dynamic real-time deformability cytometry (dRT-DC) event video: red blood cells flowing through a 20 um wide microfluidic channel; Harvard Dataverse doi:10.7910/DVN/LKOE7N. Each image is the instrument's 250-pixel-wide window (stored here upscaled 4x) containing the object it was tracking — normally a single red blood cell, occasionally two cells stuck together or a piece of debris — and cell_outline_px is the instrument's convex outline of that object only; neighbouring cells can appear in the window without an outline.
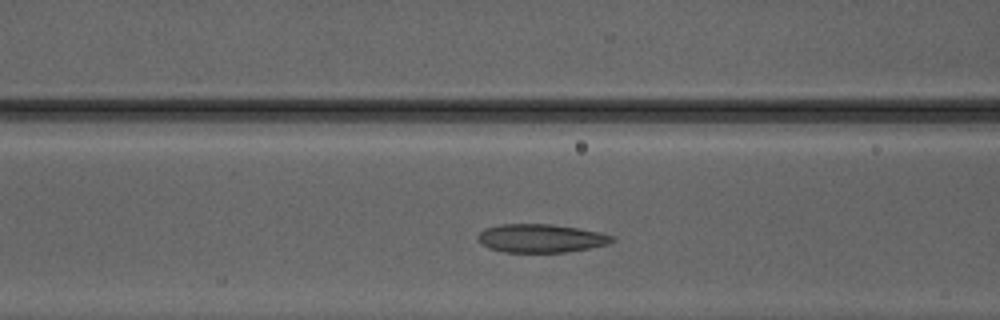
{"species": "Egyptian fruit bat (a non-hibernating species)", "species_latin": "Rousettus aegyptiacus", "temperature_condition": "warm", "stored_images_in_passage": 30, "camera_frame_rate_fps": 3000, "um_per_image_px": 0.085, "animal": {"sex": "male"}, "frame": {"image": 1, "passage_image": 10, "time_ms": 3.0, "image_size_px": [1000, 320], "cell_outline_px": [[616, 240], [608, 244], [588, 248], [564, 252], [504, 252], [488, 248], [476, 236], [484, 228], [500, 224], [552, 224], [600, 232], [612, 236]], "centroid_in_image_um": [45.96, 20.25], "position_along_channel_um": 120.6, "area_um2": 22.08}}
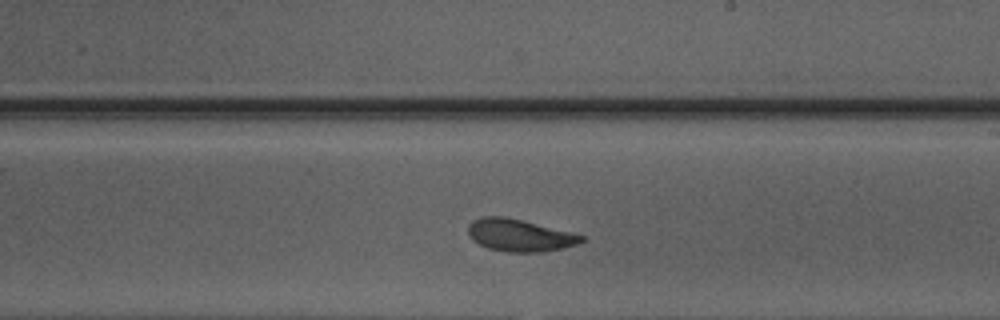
{"frame": {"image": 2, "passage_image": 19, "time_ms": 6.0, "image_size_px": [1000, 320], "cell_outline_px": [[584, 240], [580, 244], [540, 252], [508, 252], [488, 248], [472, 240], [468, 232], [468, 224], [472, 220], [480, 216], [504, 216], [572, 232], [584, 236]], "centroid_in_image_um": [44.14, 19.99], "position_along_channel_um": 244.9, "area_um2": 21.27}}
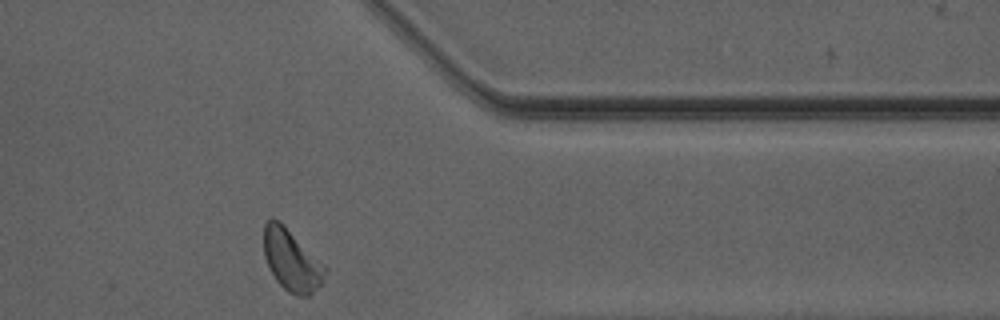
{"frame": {"image": 3, "passage_image": 30, "time_ms": 9.667, "image_size_px": [1000, 320], "cell_outline_px": [[328, 272], [320, 284], [308, 296], [296, 296], [288, 292], [276, 280], [264, 256], [264, 224], [268, 220], [276, 220], [324, 264], [328, 268]], "centroid_in_image_um": [24.8, 22.19], "position_along_channel_um": 386.6, "area_um2": 21.15}, "authors_computed_cell_mechanics": {"area_um2": 21.5883, "velocity_mm_per_s": 4.1497, "shape_relaxation_time_tau1_ms": 3.2378, "shape_relaxation_time_tau2_ms": 1.601, "deformation_change_tau1": 0.1227, "deformation_change_tau2": 0.0594}}